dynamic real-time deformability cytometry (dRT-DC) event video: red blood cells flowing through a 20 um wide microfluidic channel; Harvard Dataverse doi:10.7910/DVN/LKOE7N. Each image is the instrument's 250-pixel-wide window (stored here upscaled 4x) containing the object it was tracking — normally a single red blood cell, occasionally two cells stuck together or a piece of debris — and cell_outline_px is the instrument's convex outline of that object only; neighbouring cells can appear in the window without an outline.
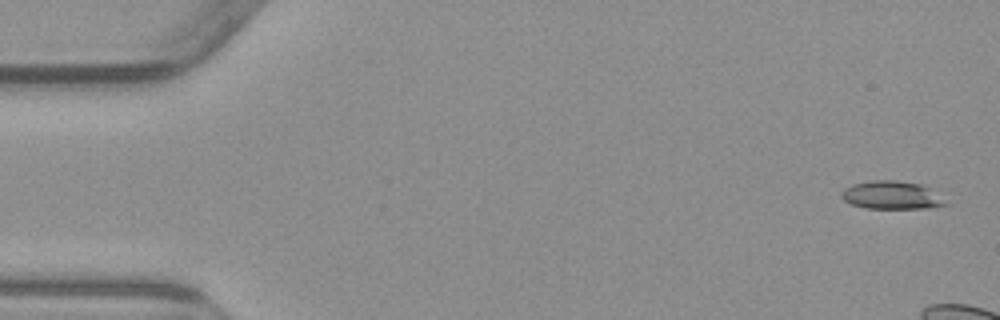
{"species": "common noctule bat (a hibernating species)", "species_latin": "Nyctalus noctula", "temperature_condition": "warm", "stored_images_in_passage": 6, "camera_frame_rate_fps": 3000, "um_per_image_px": 0.085, "animal": {"sex": "male", "body_mass_g": 23.1, "forearm_length_mm": 52.7}, "frame": {"image": 1, "passage_image": 1, "time_ms": 0.0, "image_size_px": [1000, 320], "cell_outline_px": [[948, 204], [928, 208], [868, 208], [852, 204], [844, 200], [840, 196], [840, 192], [844, 188], [852, 184], [868, 180], [896, 180], [920, 184], [928, 188]], "centroid_in_image_um": [75.7, 16.58], "position_along_channel_um": 9.3, "area_um2": 16.82}}
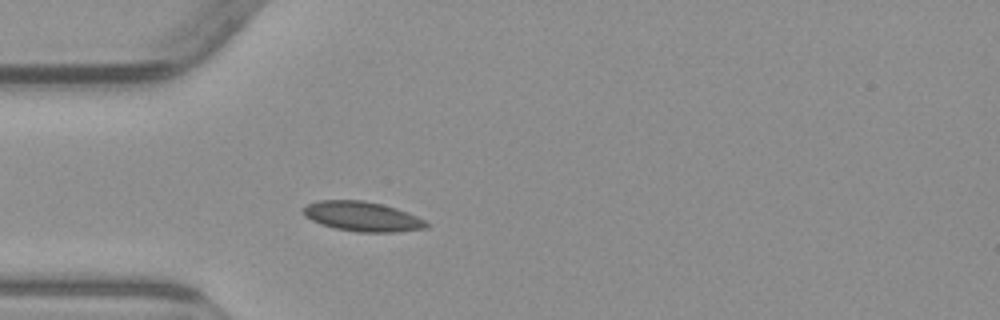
{"frame": {"image": 2, "passage_image": 6, "time_ms": 6.0, "image_size_px": [1000, 320], "cell_outline_px": [[432, 224], [428, 228], [396, 232], [360, 232], [336, 228], [320, 224], [304, 216], [300, 212], [300, 208], [308, 204], [320, 200], [364, 200], [396, 208], [416, 216]], "centroid_in_image_um": [30.78, 18.4], "position_along_channel_um": 54.2, "area_um2": 21.44}}